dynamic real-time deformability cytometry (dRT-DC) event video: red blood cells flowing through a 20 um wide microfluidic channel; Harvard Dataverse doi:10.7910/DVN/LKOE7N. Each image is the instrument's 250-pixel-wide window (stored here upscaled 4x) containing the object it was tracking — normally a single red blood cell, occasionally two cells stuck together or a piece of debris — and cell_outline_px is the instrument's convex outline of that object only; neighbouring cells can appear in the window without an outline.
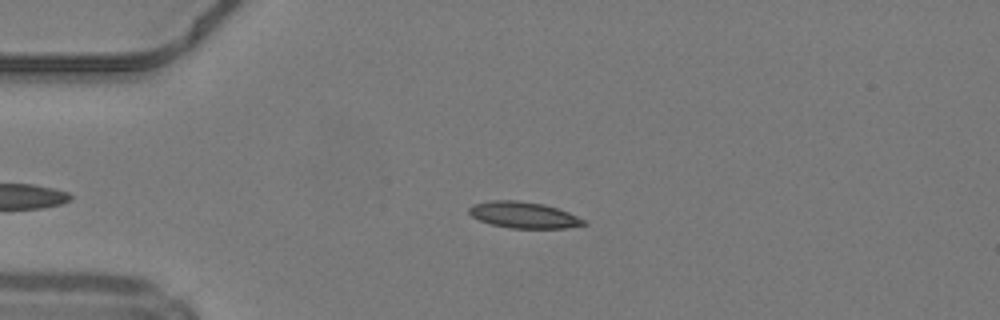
{"species": "common noctule bat (a hibernating species)", "species_latin": "Nyctalus noctula", "temperature_condition": "warm", "stored_images_in_passage": 34, "camera_frame_rate_fps": 3000, "um_per_image_px": 0.085, "animal": {"sex": "male", "body_mass_g": 19.2, "forearm_length_mm": 51.8}, "frame": {"image": 1, "passage_image": 1, "time_ms": 0.0, "image_size_px": [1000, 320], "cell_outline_px": [[588, 224], [564, 228], [508, 228], [492, 224], [480, 220], [472, 216], [468, 212], [468, 208], [472, 204], [488, 200], [516, 200], [544, 204], [568, 212], [584, 220]], "centroid_in_image_um": [44.47, 18.26], "position_along_channel_um": 40.5, "area_um2": 17.51}}
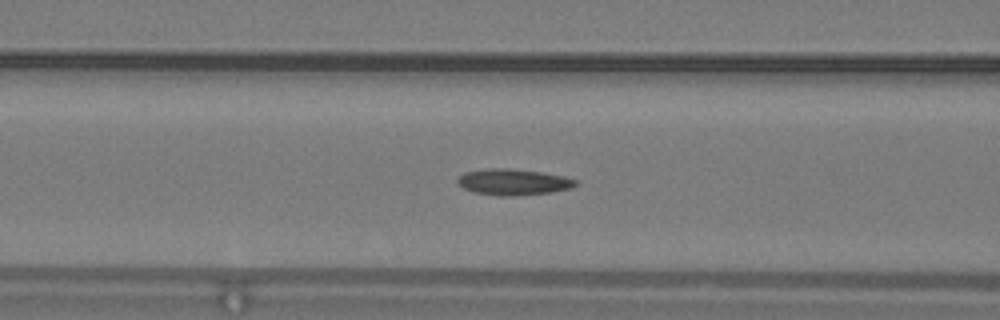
{"frame": {"image": 2, "passage_image": 9, "time_ms": 2.667, "image_size_px": [1000, 320], "cell_outline_px": [[576, 184], [572, 188], [552, 192], [512, 196], [500, 196], [476, 192], [464, 188], [456, 180], [464, 172], [488, 168], [508, 168], [540, 172], [564, 176], [576, 180]], "centroid_in_image_um": [43.64, 15.47], "position_along_channel_um": 123.0, "area_um2": 17.8}}
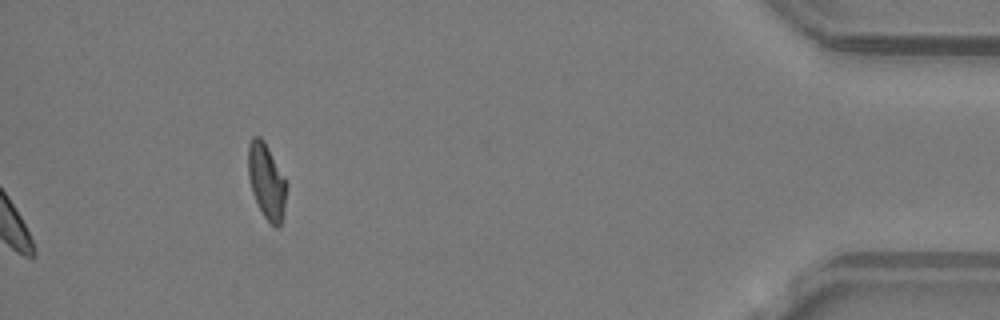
{"frame": {"image": 3, "passage_image": 34, "time_ms": 11.0, "image_size_px": [1000, 320], "cell_outline_px": [[288, 184], [284, 208], [280, 224], [276, 228], [264, 216], [252, 192], [248, 176], [248, 144], [252, 136], [260, 136], [264, 140], [284, 176]], "centroid_in_image_um": [22.65, 15.36], "position_along_channel_um": 412.5, "area_um2": 16.76}, "authors_computed_cell_mechanics": {"area_um2": 17.3978, "velocity_mm_per_s": 4.2198, "shape_relaxation_time_tau1_ms": null, "shape_relaxation_time_tau2_ms": 3.1314, "deformation_change_tau1": null, "deformation_change_tau2": 0.0956}}